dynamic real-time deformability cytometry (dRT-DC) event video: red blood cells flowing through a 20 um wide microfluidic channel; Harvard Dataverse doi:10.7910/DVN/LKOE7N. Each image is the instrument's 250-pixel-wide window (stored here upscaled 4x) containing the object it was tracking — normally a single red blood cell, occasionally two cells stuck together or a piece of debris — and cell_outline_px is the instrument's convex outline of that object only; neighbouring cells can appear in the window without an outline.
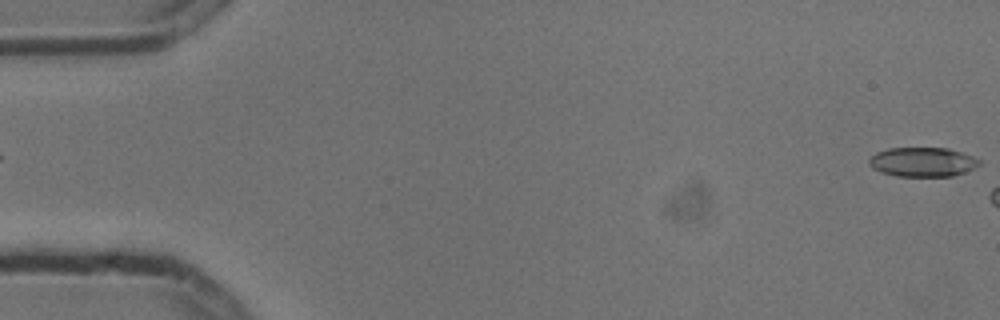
{"species": "common noctule bat (a hibernating species)", "species_latin": "Nyctalus noctula", "temperature_condition": "cold", "stored_images_in_passage": 3, "camera_frame_rate_fps": 3000, "um_per_image_px": 0.085, "animal": {"sex": "male", "body_mass_g": 13.3}, "frame": {"image": 1, "passage_image": 3, "time_ms": 0.667, "image_size_px": [1000, 320], "cell_outline_px": [[984, 164], [964, 172], [952, 176], [896, 176], [880, 172], [872, 168], [868, 164], [868, 160], [876, 152], [888, 148], [948, 148], [972, 156], [980, 160]], "centroid_in_image_um": [78.42, 13.77], "position_along_channel_um": 6.6, "area_um2": 18.96}}